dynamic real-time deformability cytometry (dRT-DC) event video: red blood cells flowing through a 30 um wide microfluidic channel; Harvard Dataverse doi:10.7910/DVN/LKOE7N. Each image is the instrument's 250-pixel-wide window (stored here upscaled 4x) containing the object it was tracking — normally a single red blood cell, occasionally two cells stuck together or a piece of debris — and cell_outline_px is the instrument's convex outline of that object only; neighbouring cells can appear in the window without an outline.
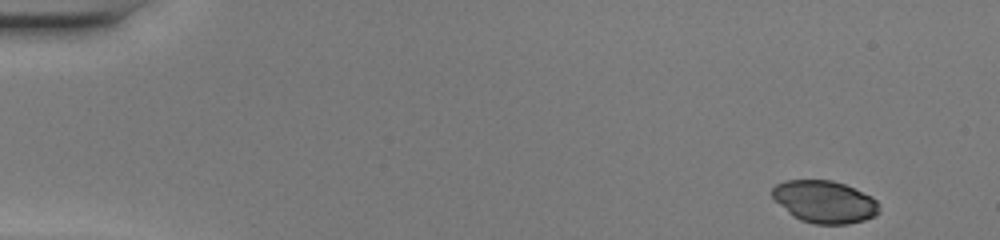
{"species": "common noctule bat (a hibernating species)", "species_latin": "Nyctalus noctula", "temperature_condition": "warm", "stored_images_in_passage": 47, "camera_frame_rate_fps": 3000, "um_per_image_px": 0.085, "animal": {"sex": "female", "body_mass_g": 20.0, "forearm_length_mm": 54.0}, "frame": {"image": 1, "passage_image": 1, "time_ms": 0.0, "image_size_px": [1000, 240], "cell_outline_px": [[880, 212], [876, 216], [864, 220], [848, 224], [816, 224], [800, 220], [792, 216], [772, 196], [772, 188], [776, 184], [784, 180], [832, 180], [844, 184], [872, 196], [880, 204]], "centroid_in_image_um": [70.12, 17.15], "position_along_channel_um": 14.9, "area_um2": 26.47}}
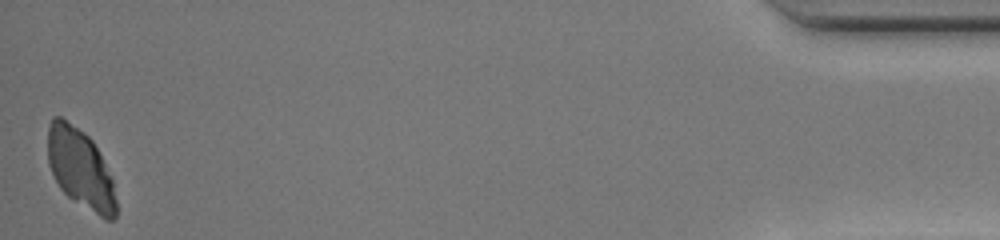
{"frame": {"image": 2, "passage_image": 47, "time_ms": 15.333, "image_size_px": [1000, 240], "cell_outline_px": [[116, 216], [112, 220], [104, 220], [68, 196], [60, 188], [48, 164], [48, 124], [52, 116], [60, 116], [84, 132], [92, 140], [112, 180], [116, 200]], "centroid_in_image_um": [6.81, 14.33], "position_along_channel_um": 428.4, "area_um2": 31.33}}